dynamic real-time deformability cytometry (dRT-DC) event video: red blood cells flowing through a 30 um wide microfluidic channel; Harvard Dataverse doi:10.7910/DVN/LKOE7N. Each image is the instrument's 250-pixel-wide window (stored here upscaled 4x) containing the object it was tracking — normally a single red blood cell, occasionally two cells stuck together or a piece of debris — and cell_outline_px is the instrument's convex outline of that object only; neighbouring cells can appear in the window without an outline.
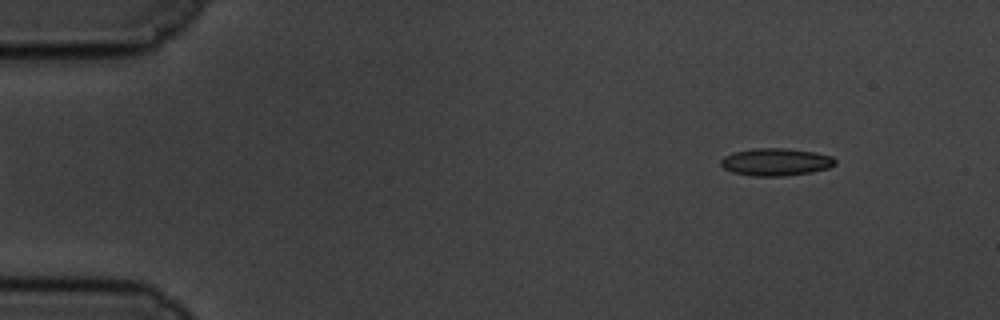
{"species": "common noctule bat (a hibernating species)", "species_latin": "Nyctalus noctula", "temperature_condition": "cold", "stored_images_in_passage": 56, "camera_frame_rate_fps": 3000, "um_per_image_px": 0.085, "animal": {"sex": "male", "body_mass_g": 19.5, "forearm_length_mm": 54.6}, "frame": {"image": 1, "passage_image": 4, "time_ms": 1.0, "image_size_px": [1000, 320], "cell_outline_px": [[836, 164], [828, 168], [812, 172], [784, 176], [752, 176], [732, 172], [724, 168], [720, 164], [720, 160], [724, 156], [736, 152], [756, 148], [788, 148], [816, 152], [832, 156], [836, 160]], "centroid_in_image_um": [65.97, 13.77], "position_along_channel_um": 19.0, "area_um2": 18.38}}
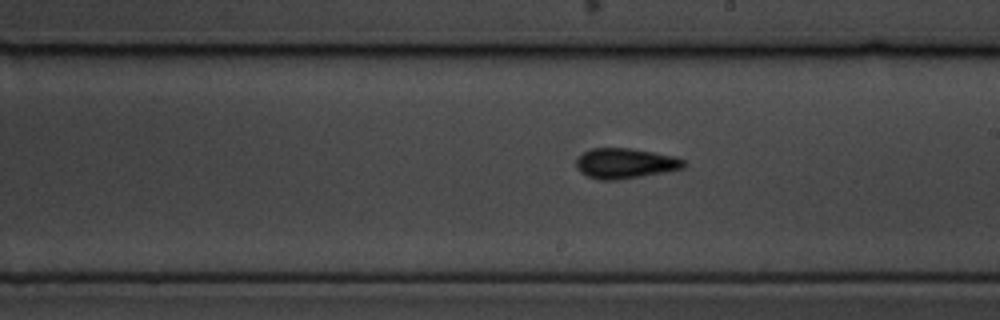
{"frame": {"image": 2, "passage_image": 31, "time_ms": 10.0, "image_size_px": [1000, 320], "cell_outline_px": [[684, 168], [664, 172], [616, 180], [600, 180], [588, 176], [580, 172], [576, 168], [576, 160], [584, 152], [592, 148], [632, 148], [676, 156], [684, 160]], "centroid_in_image_um": [53.14, 13.88], "position_along_channel_um": 235.9, "area_um2": 18.9}}
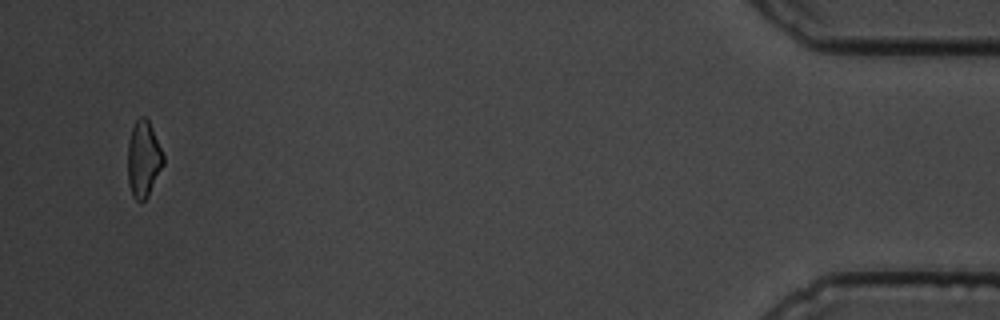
{"frame": {"image": 3, "passage_image": 54, "time_ms": 17.667, "image_size_px": [1000, 320], "cell_outline_px": [[164, 164], [148, 196], [140, 204], [132, 196], [128, 184], [128, 144], [132, 128], [136, 120], [140, 116], [144, 116], [148, 120], [152, 128], [164, 156]], "centroid_in_image_um": [12.19, 13.56], "position_along_channel_um": 423.0, "area_um2": 15.84}, "authors_computed_cell_mechanics": {"area_um2": 17.7735, "velocity_mm_per_s": 3.4469, "shape_relaxation_time_tau1_ms": 3.6495, "shape_relaxation_time_tau2_ms": 3.5179, "deformation_change_tau1": 0.1247, "deformation_change_tau2": 0.0853}}